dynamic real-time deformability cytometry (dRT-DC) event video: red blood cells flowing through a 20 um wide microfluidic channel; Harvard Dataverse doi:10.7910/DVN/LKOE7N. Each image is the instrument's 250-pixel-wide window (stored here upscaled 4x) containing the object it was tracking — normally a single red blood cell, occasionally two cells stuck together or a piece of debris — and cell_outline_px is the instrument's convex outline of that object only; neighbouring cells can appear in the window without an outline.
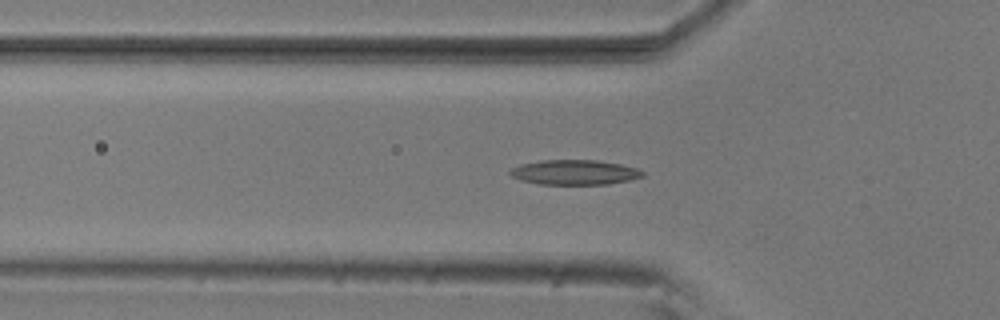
{"species": "common noctule bat (a hibernating species)", "species_latin": "Nyctalus noctula", "temperature_condition": "room temperature", "stored_images_in_passage": 39, "camera_frame_rate_fps": 3000, "um_per_image_px": 0.085, "animal": {"sex": "male", "body_mass_g": 20.5, "forearm_length_mm": 52.5}, "frame": {"image": 1, "passage_image": 2, "time_ms": 0.333, "image_size_px": [1000, 320], "cell_outline_px": [[644, 176], [628, 180], [608, 184], [540, 184], [520, 180], [512, 176], [508, 172], [512, 168], [520, 164], [540, 160], [596, 160], [620, 164], [636, 168], [644, 172]], "centroid_in_image_um": [48.81, 14.64], "position_along_channel_um": 77.0, "area_um2": 19.13}}
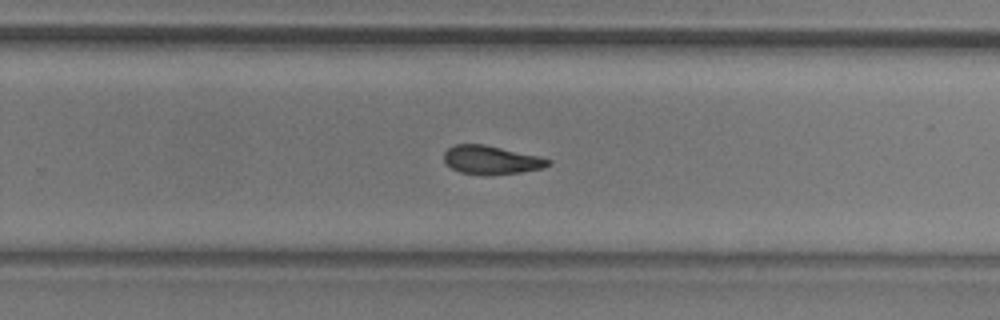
{"frame": {"image": 2, "passage_image": 19, "time_ms": 6.0, "image_size_px": [1000, 320], "cell_outline_px": [[552, 164], [540, 168], [520, 172], [488, 176], [484, 176], [460, 172], [452, 168], [444, 160], [444, 152], [448, 148], [456, 144], [484, 144], [540, 156], [552, 160]], "centroid_in_image_um": [41.76, 13.6], "position_along_channel_um": 288.0, "area_um2": 17.46}}
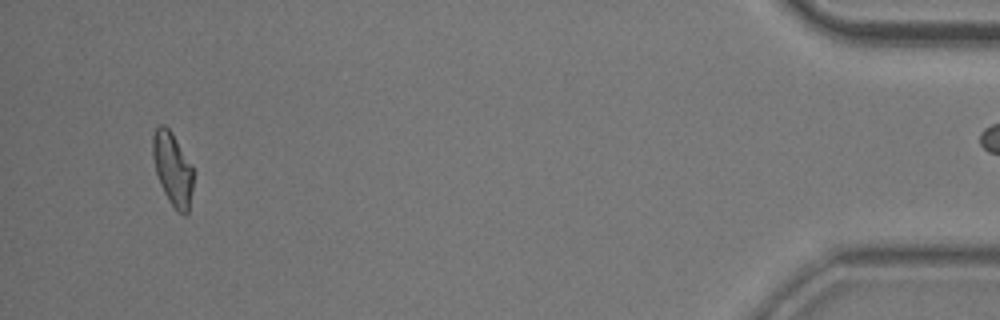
{"frame": {"image": 3, "passage_image": 36, "time_ms": 11.667, "image_size_px": [1000, 320], "cell_outline_px": [[192, 192], [188, 212], [184, 216], [168, 200], [160, 184], [156, 172], [152, 156], [152, 136], [156, 128], [160, 124], [164, 124], [172, 132], [192, 164]], "centroid_in_image_um": [14.66, 14.32], "position_along_channel_um": 420.5, "area_um2": 17.22}, "authors_computed_cell_mechanics": {"area_um2": 17.629, "velocity_mm_per_s": 3.7199, "shape_relaxation_time_tau1_ms": 8.0965, "shape_relaxation_time_tau2_ms": 4.9482, "deformation_change_tau1": 0.1906, "deformation_change_tau2": 0.1268}}